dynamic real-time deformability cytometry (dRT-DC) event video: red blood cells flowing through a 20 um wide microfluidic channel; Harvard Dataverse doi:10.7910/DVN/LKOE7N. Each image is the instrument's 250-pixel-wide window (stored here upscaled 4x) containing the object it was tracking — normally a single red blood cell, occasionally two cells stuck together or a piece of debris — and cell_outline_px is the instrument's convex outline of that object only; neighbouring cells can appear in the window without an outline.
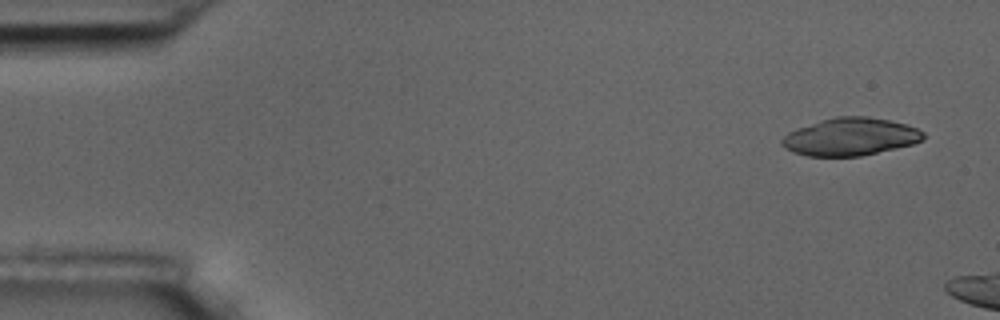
{"species": "common noctule bat (a hibernating species)", "species_latin": "Nyctalus noctula", "temperature_condition": "room temperature", "stored_images_in_passage": 3, "camera_frame_rate_fps": 3000, "um_per_image_px": 0.085, "animal": {"sex": "male", "body_mass_g": 17.5, "forearm_length_mm": 52.3}, "frame": {"image": 1, "passage_image": 1, "time_ms": 0.0, "image_size_px": [1000, 320], "cell_outline_px": [[924, 140], [912, 144], [896, 148], [860, 156], [808, 156], [792, 152], [784, 148], [780, 144], [780, 140], [788, 132], [796, 128], [820, 120], [836, 116], [868, 116], [908, 124], [924, 132]], "centroid_in_image_um": [72.25, 11.62], "position_along_channel_um": 12.7, "area_um2": 31.21}}